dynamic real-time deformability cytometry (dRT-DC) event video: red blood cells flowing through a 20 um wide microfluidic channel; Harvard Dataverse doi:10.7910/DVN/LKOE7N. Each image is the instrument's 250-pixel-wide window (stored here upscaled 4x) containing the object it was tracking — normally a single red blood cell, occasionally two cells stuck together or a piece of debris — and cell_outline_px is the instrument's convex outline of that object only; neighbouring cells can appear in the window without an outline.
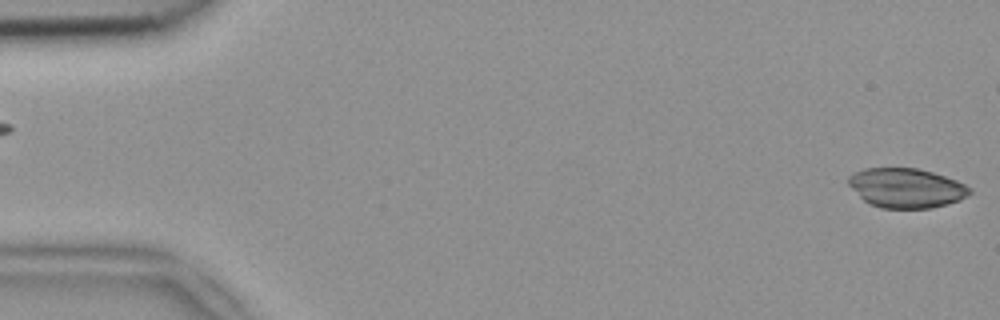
{"species": "common noctule bat (a hibernating species)", "species_latin": "Nyctalus noctula", "temperature_condition": "room temperature", "stored_images_in_passage": 9, "camera_frame_rate_fps": 3000, "um_per_image_px": 0.085, "animal": {"sex": "female", "body_mass_g": 18.4}, "frame": {"image": 1, "passage_image": 1, "time_ms": 0.0, "image_size_px": [1000, 320], "cell_outline_px": [[972, 192], [968, 196], [960, 200], [948, 204], [932, 208], [880, 208], [864, 200], [848, 184], [848, 176], [864, 168], [916, 168], [932, 172], [956, 180], [972, 188]], "centroid_in_image_um": [77.06, 15.98], "position_along_channel_um": 7.9, "area_um2": 27.86}}